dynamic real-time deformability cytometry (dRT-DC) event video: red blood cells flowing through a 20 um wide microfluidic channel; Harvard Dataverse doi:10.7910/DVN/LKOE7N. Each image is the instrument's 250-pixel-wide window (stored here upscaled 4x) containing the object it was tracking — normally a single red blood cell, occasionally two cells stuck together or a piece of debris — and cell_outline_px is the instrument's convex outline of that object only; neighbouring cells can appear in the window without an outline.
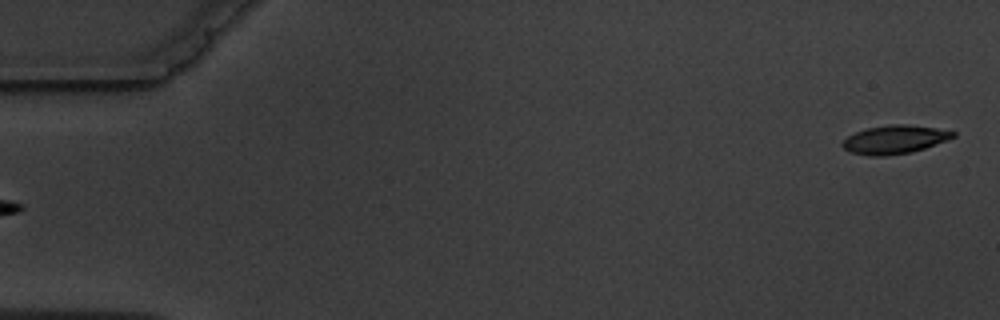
{"species": "common noctule bat (a hibernating species)", "species_latin": "Nyctalus noctula", "temperature_condition": "warm", "stored_images_in_passage": 4, "segment_of_instrument_passage": [2, 2], "camera_frame_rate_fps": 3000, "um_per_image_px": 0.085, "animal": {"sex": "male", "body_mass_g": 19.5, "forearm_length_mm": 54.6}, "frame": {"image": 1, "passage_image": 4, "time_ms": 4.667, "image_size_px": [1000, 320], "cell_outline_px": [[956, 136], [948, 140], [912, 152], [884, 156], [868, 156], [848, 152], [840, 144], [848, 136], [856, 132], [868, 128], [888, 124], [908, 124], [936, 128], [956, 132]], "centroid_in_image_um": [76.03, 11.86], "position_along_channel_um": 9.0, "area_um2": 18.44}}